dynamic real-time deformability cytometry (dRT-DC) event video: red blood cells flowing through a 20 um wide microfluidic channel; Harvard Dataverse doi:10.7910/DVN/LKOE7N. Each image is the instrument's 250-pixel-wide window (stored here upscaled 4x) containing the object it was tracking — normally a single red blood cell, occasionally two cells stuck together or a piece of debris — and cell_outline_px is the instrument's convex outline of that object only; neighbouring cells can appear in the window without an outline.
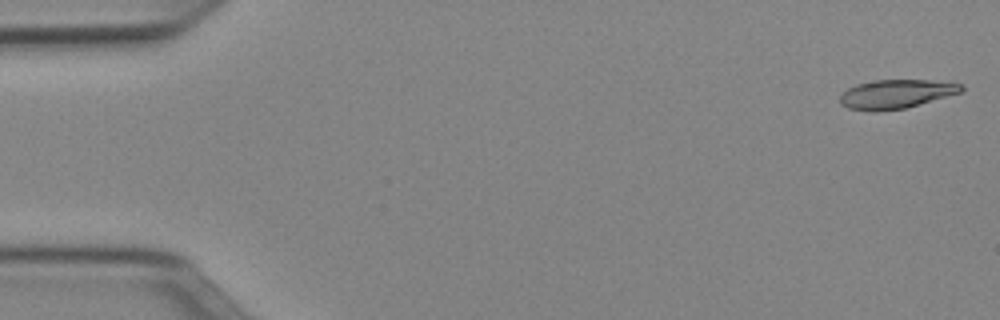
{"species": "Egyptian fruit bat (a non-hibernating species)", "species_latin": "Rousettus aegyptiacus", "temperature_condition": "cold", "stored_images_in_passage": 50, "camera_frame_rate_fps": 3000, "um_per_image_px": 0.085, "animal": {"sex": "female"}, "frame": {"image": 1, "passage_image": 1, "time_ms": 0.0, "image_size_px": [1000, 320], "cell_outline_px": [[964, 92], [904, 108], [876, 112], [872, 112], [848, 108], [840, 104], [840, 96], [848, 88], [856, 84], [876, 80], [928, 80], [964, 84]], "centroid_in_image_um": [76.18, 8.0], "position_along_channel_um": 8.8, "area_um2": 20.52}}
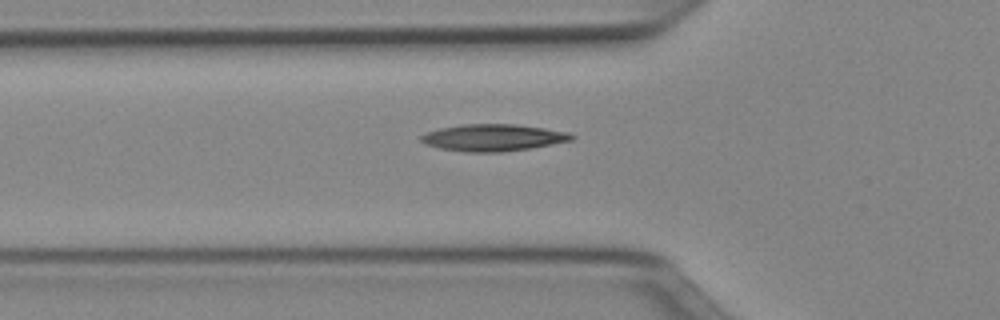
{"frame": {"image": 2, "passage_image": 17, "time_ms": 5.333, "image_size_px": [1000, 320], "cell_outline_px": [[576, 136], [572, 140], [528, 148], [504, 152], [464, 152], [440, 148], [424, 144], [420, 140], [420, 136], [428, 132], [440, 128], [460, 124], [516, 124], [544, 128], [568, 132]], "centroid_in_image_um": [41.89, 11.69], "position_along_channel_um": 83.9, "area_um2": 23.52}}
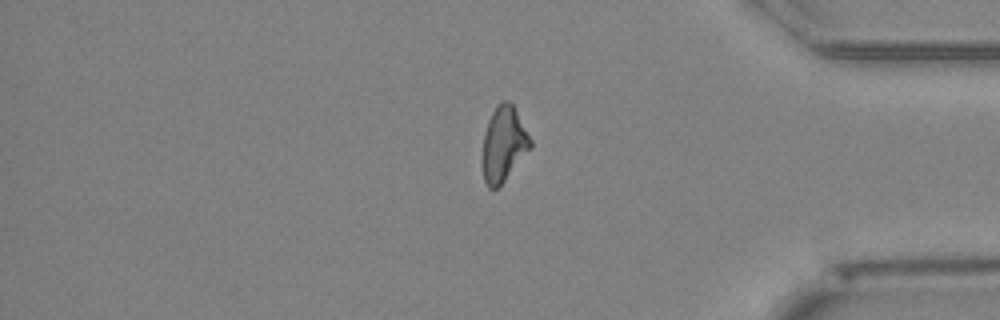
{"frame": {"image": 3, "passage_image": 42, "time_ms": 13.667, "image_size_px": [1000, 320], "cell_outline_px": [[532, 148], [504, 180], [496, 188], [488, 188], [484, 180], [484, 132], [488, 120], [496, 104], [500, 100], [508, 100], [512, 104], [532, 140]], "centroid_in_image_um": [42.83, 12.2], "position_along_channel_um": 392.4, "area_um2": 20.58}, "authors_computed_cell_mechanics": {"area_um2": 21.4438, "velocity_mm_per_s": 3.9802, "shape_relaxation_time_tau1_ms": null, "shape_relaxation_time_tau2_ms": 3.0275, "deformation_change_tau1": null, "deformation_change_tau2": 0.1162}}